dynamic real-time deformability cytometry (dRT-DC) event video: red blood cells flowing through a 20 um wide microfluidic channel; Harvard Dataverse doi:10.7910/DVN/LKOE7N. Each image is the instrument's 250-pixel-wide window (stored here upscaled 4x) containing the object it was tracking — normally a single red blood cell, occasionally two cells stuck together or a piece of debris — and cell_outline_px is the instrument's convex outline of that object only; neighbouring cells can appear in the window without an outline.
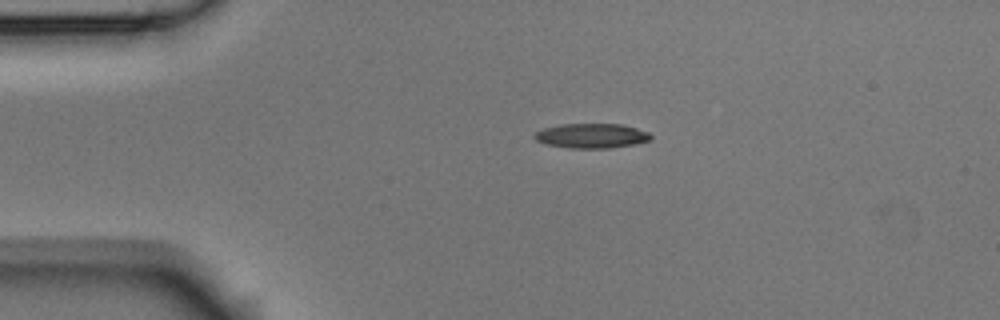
{"species": "Egyptian fruit bat (a non-hibernating species)", "species_latin": "Rousettus aegyptiacus", "temperature_condition": "room temperature", "stored_images_in_passage": 2, "camera_frame_rate_fps": 3000, "um_per_image_px": 0.085, "animal": {"sex": "male"}, "frame": {"image": 1, "passage_image": 1, "time_ms": 0.0, "image_size_px": [1000, 320], "cell_outline_px": [[652, 136], [648, 140], [632, 144], [608, 148], [568, 148], [544, 144], [536, 140], [532, 136], [536, 132], [544, 128], [564, 124], [620, 124], [636, 128], [648, 132]], "centroid_in_image_um": [50.23, 11.54], "position_along_channel_um": 34.8, "area_um2": 16.53}}